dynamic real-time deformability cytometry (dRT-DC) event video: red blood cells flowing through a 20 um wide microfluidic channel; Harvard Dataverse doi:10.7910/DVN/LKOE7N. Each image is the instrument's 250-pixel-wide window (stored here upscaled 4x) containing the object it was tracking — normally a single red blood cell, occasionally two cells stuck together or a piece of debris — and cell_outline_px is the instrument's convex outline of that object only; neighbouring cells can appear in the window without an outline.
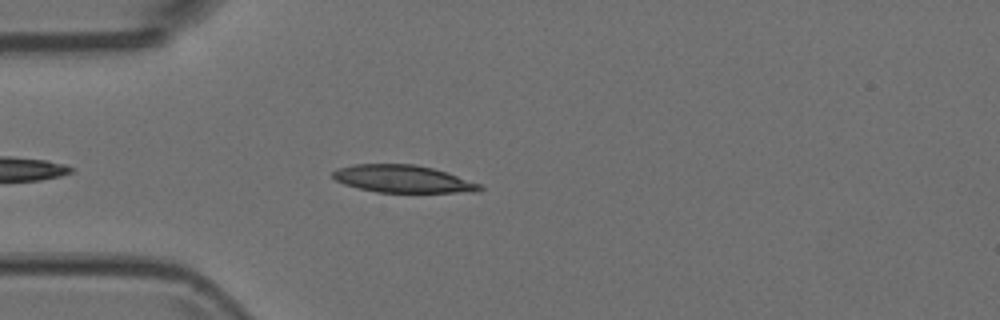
{"species": "Egyptian fruit bat (a non-hibernating species)", "species_latin": "Rousettus aegyptiacus", "temperature_condition": "room temperature", "stored_images_in_passage": 5, "camera_frame_rate_fps": 3000, "um_per_image_px": 0.085, "animal": {"sex": "female"}, "frame": {"image": 1, "passage_image": 5, "time_ms": 1.333, "image_size_px": [1000, 320], "cell_outline_px": [[484, 188], [480, 192], [376, 192], [344, 184], [336, 180], [332, 176], [332, 172], [336, 168], [352, 164], [416, 164], [448, 172], [480, 184]], "centroid_in_image_um": [34.25, 15.2], "position_along_channel_um": 50.8, "area_um2": 23.58}}